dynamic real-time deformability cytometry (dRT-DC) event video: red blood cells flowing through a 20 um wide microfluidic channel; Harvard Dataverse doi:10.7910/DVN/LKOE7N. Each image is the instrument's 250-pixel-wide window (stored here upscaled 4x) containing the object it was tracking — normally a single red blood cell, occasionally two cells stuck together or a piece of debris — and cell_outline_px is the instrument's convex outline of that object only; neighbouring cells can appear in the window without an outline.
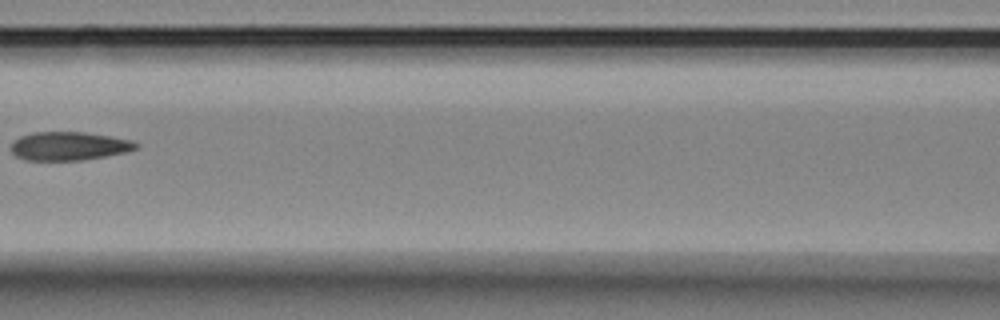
{"species": "Egyptian fruit bat (a non-hibernating species)", "species_latin": "Rousettus aegyptiacus", "temperature_condition": "room temperature", "stored_images_in_passage": 6, "camera_frame_rate_fps": 3000, "um_per_image_px": 0.085, "animal": {"sex": "female"}, "frame": {"image": 1, "passage_image": 6, "time_ms": 1.667, "image_size_px": [1000, 320], "cell_outline_px": [[140, 144], [136, 148], [124, 152], [104, 156], [80, 160], [24, 160], [16, 156], [12, 152], [12, 144], [20, 136], [32, 132], [84, 132], [112, 136], [132, 140]], "centroid_in_image_um": [5.86, 12.4], "position_along_channel_um": 160.7, "area_um2": 20.63}}